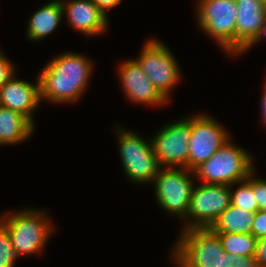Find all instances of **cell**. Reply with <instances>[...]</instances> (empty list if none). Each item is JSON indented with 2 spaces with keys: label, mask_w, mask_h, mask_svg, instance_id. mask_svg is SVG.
Instances as JSON below:
<instances>
[{
  "label": "cell",
  "mask_w": 266,
  "mask_h": 267,
  "mask_svg": "<svg viewBox=\"0 0 266 267\" xmlns=\"http://www.w3.org/2000/svg\"><path fill=\"white\" fill-rule=\"evenodd\" d=\"M264 87H263V92H262V97H261V117L263 120V124L266 127V77L265 80L263 81Z\"/></svg>",
  "instance_id": "f1b7e54d"
},
{
  "label": "cell",
  "mask_w": 266,
  "mask_h": 267,
  "mask_svg": "<svg viewBox=\"0 0 266 267\" xmlns=\"http://www.w3.org/2000/svg\"><path fill=\"white\" fill-rule=\"evenodd\" d=\"M255 259L259 267H266V237L257 240Z\"/></svg>",
  "instance_id": "484cf974"
},
{
  "label": "cell",
  "mask_w": 266,
  "mask_h": 267,
  "mask_svg": "<svg viewBox=\"0 0 266 267\" xmlns=\"http://www.w3.org/2000/svg\"><path fill=\"white\" fill-rule=\"evenodd\" d=\"M17 259L8 230L0 223V267H13Z\"/></svg>",
  "instance_id": "44dd1931"
},
{
  "label": "cell",
  "mask_w": 266,
  "mask_h": 267,
  "mask_svg": "<svg viewBox=\"0 0 266 267\" xmlns=\"http://www.w3.org/2000/svg\"><path fill=\"white\" fill-rule=\"evenodd\" d=\"M251 156L247 150L232 144L229 139L194 170L195 179L206 184L236 185L254 170Z\"/></svg>",
  "instance_id": "3957f363"
},
{
  "label": "cell",
  "mask_w": 266,
  "mask_h": 267,
  "mask_svg": "<svg viewBox=\"0 0 266 267\" xmlns=\"http://www.w3.org/2000/svg\"><path fill=\"white\" fill-rule=\"evenodd\" d=\"M237 8L235 56L257 37L263 25L266 7L261 0H235Z\"/></svg>",
  "instance_id": "9a60e30c"
},
{
  "label": "cell",
  "mask_w": 266,
  "mask_h": 267,
  "mask_svg": "<svg viewBox=\"0 0 266 267\" xmlns=\"http://www.w3.org/2000/svg\"><path fill=\"white\" fill-rule=\"evenodd\" d=\"M225 252L231 255L255 256L257 238L251 233H216Z\"/></svg>",
  "instance_id": "d6986e66"
},
{
  "label": "cell",
  "mask_w": 266,
  "mask_h": 267,
  "mask_svg": "<svg viewBox=\"0 0 266 267\" xmlns=\"http://www.w3.org/2000/svg\"><path fill=\"white\" fill-rule=\"evenodd\" d=\"M239 187L234 189V184L230 185L231 204L246 211H258L255 195L252 190V172L243 181L238 182ZM232 187V188H231Z\"/></svg>",
  "instance_id": "ffe728a7"
},
{
  "label": "cell",
  "mask_w": 266,
  "mask_h": 267,
  "mask_svg": "<svg viewBox=\"0 0 266 267\" xmlns=\"http://www.w3.org/2000/svg\"><path fill=\"white\" fill-rule=\"evenodd\" d=\"M119 83L129 101L138 104L162 106L168 101L158 92L135 59L120 63Z\"/></svg>",
  "instance_id": "7c38bea8"
},
{
  "label": "cell",
  "mask_w": 266,
  "mask_h": 267,
  "mask_svg": "<svg viewBox=\"0 0 266 267\" xmlns=\"http://www.w3.org/2000/svg\"><path fill=\"white\" fill-rule=\"evenodd\" d=\"M63 7L69 25L84 36H99L108 27V17L92 0H52Z\"/></svg>",
  "instance_id": "5bb4252c"
},
{
  "label": "cell",
  "mask_w": 266,
  "mask_h": 267,
  "mask_svg": "<svg viewBox=\"0 0 266 267\" xmlns=\"http://www.w3.org/2000/svg\"><path fill=\"white\" fill-rule=\"evenodd\" d=\"M189 175L195 177V172L186 168L161 167L153 180L158 205L180 220L187 216L195 185L194 178Z\"/></svg>",
  "instance_id": "52a82bcc"
},
{
  "label": "cell",
  "mask_w": 266,
  "mask_h": 267,
  "mask_svg": "<svg viewBox=\"0 0 266 267\" xmlns=\"http://www.w3.org/2000/svg\"><path fill=\"white\" fill-rule=\"evenodd\" d=\"M46 212L39 209L19 210L0 216V223L8 230L18 258L22 255L40 254L55 227Z\"/></svg>",
  "instance_id": "7a4b0ae2"
},
{
  "label": "cell",
  "mask_w": 266,
  "mask_h": 267,
  "mask_svg": "<svg viewBox=\"0 0 266 267\" xmlns=\"http://www.w3.org/2000/svg\"><path fill=\"white\" fill-rule=\"evenodd\" d=\"M15 78L14 74L0 87V106L21 113L35 125L34 110L41 104L39 77L37 84Z\"/></svg>",
  "instance_id": "4fadbf2b"
},
{
  "label": "cell",
  "mask_w": 266,
  "mask_h": 267,
  "mask_svg": "<svg viewBox=\"0 0 266 267\" xmlns=\"http://www.w3.org/2000/svg\"><path fill=\"white\" fill-rule=\"evenodd\" d=\"M34 128L35 125L21 113L0 106V146L26 141Z\"/></svg>",
  "instance_id": "2e32d148"
},
{
  "label": "cell",
  "mask_w": 266,
  "mask_h": 267,
  "mask_svg": "<svg viewBox=\"0 0 266 267\" xmlns=\"http://www.w3.org/2000/svg\"><path fill=\"white\" fill-rule=\"evenodd\" d=\"M231 204L230 186L201 183L194 186L182 230L210 228Z\"/></svg>",
  "instance_id": "9c48e42d"
},
{
  "label": "cell",
  "mask_w": 266,
  "mask_h": 267,
  "mask_svg": "<svg viewBox=\"0 0 266 267\" xmlns=\"http://www.w3.org/2000/svg\"><path fill=\"white\" fill-rule=\"evenodd\" d=\"M255 170L252 171V190L255 195V201L258 205V210L266 211V180L256 178Z\"/></svg>",
  "instance_id": "603a6c76"
},
{
  "label": "cell",
  "mask_w": 266,
  "mask_h": 267,
  "mask_svg": "<svg viewBox=\"0 0 266 267\" xmlns=\"http://www.w3.org/2000/svg\"><path fill=\"white\" fill-rule=\"evenodd\" d=\"M63 15L62 4L56 1H50L34 11L28 19L26 35L28 40L39 41L53 33L59 26Z\"/></svg>",
  "instance_id": "e0dca14e"
},
{
  "label": "cell",
  "mask_w": 266,
  "mask_h": 267,
  "mask_svg": "<svg viewBox=\"0 0 266 267\" xmlns=\"http://www.w3.org/2000/svg\"><path fill=\"white\" fill-rule=\"evenodd\" d=\"M262 1V3L265 5V7H266V0H261Z\"/></svg>",
  "instance_id": "f546056e"
},
{
  "label": "cell",
  "mask_w": 266,
  "mask_h": 267,
  "mask_svg": "<svg viewBox=\"0 0 266 267\" xmlns=\"http://www.w3.org/2000/svg\"><path fill=\"white\" fill-rule=\"evenodd\" d=\"M223 267H259L255 256L231 255L225 252L223 256Z\"/></svg>",
  "instance_id": "7402d4cb"
},
{
  "label": "cell",
  "mask_w": 266,
  "mask_h": 267,
  "mask_svg": "<svg viewBox=\"0 0 266 267\" xmlns=\"http://www.w3.org/2000/svg\"><path fill=\"white\" fill-rule=\"evenodd\" d=\"M255 212L246 211L232 204L220 214L210 227L215 233H251Z\"/></svg>",
  "instance_id": "ac0fdd59"
},
{
  "label": "cell",
  "mask_w": 266,
  "mask_h": 267,
  "mask_svg": "<svg viewBox=\"0 0 266 267\" xmlns=\"http://www.w3.org/2000/svg\"><path fill=\"white\" fill-rule=\"evenodd\" d=\"M99 9L108 17V10L116 7L122 0H92Z\"/></svg>",
  "instance_id": "4316f807"
},
{
  "label": "cell",
  "mask_w": 266,
  "mask_h": 267,
  "mask_svg": "<svg viewBox=\"0 0 266 267\" xmlns=\"http://www.w3.org/2000/svg\"><path fill=\"white\" fill-rule=\"evenodd\" d=\"M230 133L211 115L196 114L191 117V138L188 143V169L195 170L207 161L224 143Z\"/></svg>",
  "instance_id": "8fae6325"
},
{
  "label": "cell",
  "mask_w": 266,
  "mask_h": 267,
  "mask_svg": "<svg viewBox=\"0 0 266 267\" xmlns=\"http://www.w3.org/2000/svg\"><path fill=\"white\" fill-rule=\"evenodd\" d=\"M116 129L119 155L125 175L134 183H153L161 166L154 155L151 139L144 140L136 132L120 126Z\"/></svg>",
  "instance_id": "5b68a950"
},
{
  "label": "cell",
  "mask_w": 266,
  "mask_h": 267,
  "mask_svg": "<svg viewBox=\"0 0 266 267\" xmlns=\"http://www.w3.org/2000/svg\"><path fill=\"white\" fill-rule=\"evenodd\" d=\"M251 234L257 239L266 237V211L255 212Z\"/></svg>",
  "instance_id": "d4e9b609"
},
{
  "label": "cell",
  "mask_w": 266,
  "mask_h": 267,
  "mask_svg": "<svg viewBox=\"0 0 266 267\" xmlns=\"http://www.w3.org/2000/svg\"><path fill=\"white\" fill-rule=\"evenodd\" d=\"M14 66L13 62L0 50V87L16 73Z\"/></svg>",
  "instance_id": "cb8c5ba5"
},
{
  "label": "cell",
  "mask_w": 266,
  "mask_h": 267,
  "mask_svg": "<svg viewBox=\"0 0 266 267\" xmlns=\"http://www.w3.org/2000/svg\"><path fill=\"white\" fill-rule=\"evenodd\" d=\"M172 250L171 259L178 267H223L225 250L210 228L181 230Z\"/></svg>",
  "instance_id": "277c9868"
},
{
  "label": "cell",
  "mask_w": 266,
  "mask_h": 267,
  "mask_svg": "<svg viewBox=\"0 0 266 267\" xmlns=\"http://www.w3.org/2000/svg\"><path fill=\"white\" fill-rule=\"evenodd\" d=\"M90 60L76 52H65L51 59L37 76L41 101L70 104L80 99L92 76Z\"/></svg>",
  "instance_id": "6da1fadb"
},
{
  "label": "cell",
  "mask_w": 266,
  "mask_h": 267,
  "mask_svg": "<svg viewBox=\"0 0 266 267\" xmlns=\"http://www.w3.org/2000/svg\"><path fill=\"white\" fill-rule=\"evenodd\" d=\"M266 37V13L264 16V21H263V25L261 27V30L259 32V34L257 35V37L245 48L244 52H246L248 49L251 48V46L256 45V43H258L260 41V39H262V37Z\"/></svg>",
  "instance_id": "83f0119b"
},
{
  "label": "cell",
  "mask_w": 266,
  "mask_h": 267,
  "mask_svg": "<svg viewBox=\"0 0 266 267\" xmlns=\"http://www.w3.org/2000/svg\"><path fill=\"white\" fill-rule=\"evenodd\" d=\"M196 10L199 29L213 38L226 54L235 56V0H199Z\"/></svg>",
  "instance_id": "8992f818"
},
{
  "label": "cell",
  "mask_w": 266,
  "mask_h": 267,
  "mask_svg": "<svg viewBox=\"0 0 266 267\" xmlns=\"http://www.w3.org/2000/svg\"><path fill=\"white\" fill-rule=\"evenodd\" d=\"M141 50L135 60L158 92L170 101V91L182 77L172 51L156 38L146 40Z\"/></svg>",
  "instance_id": "ba28073f"
},
{
  "label": "cell",
  "mask_w": 266,
  "mask_h": 267,
  "mask_svg": "<svg viewBox=\"0 0 266 267\" xmlns=\"http://www.w3.org/2000/svg\"><path fill=\"white\" fill-rule=\"evenodd\" d=\"M153 136L152 148L161 167L188 169L191 116L164 125Z\"/></svg>",
  "instance_id": "30bf717a"
}]
</instances>
